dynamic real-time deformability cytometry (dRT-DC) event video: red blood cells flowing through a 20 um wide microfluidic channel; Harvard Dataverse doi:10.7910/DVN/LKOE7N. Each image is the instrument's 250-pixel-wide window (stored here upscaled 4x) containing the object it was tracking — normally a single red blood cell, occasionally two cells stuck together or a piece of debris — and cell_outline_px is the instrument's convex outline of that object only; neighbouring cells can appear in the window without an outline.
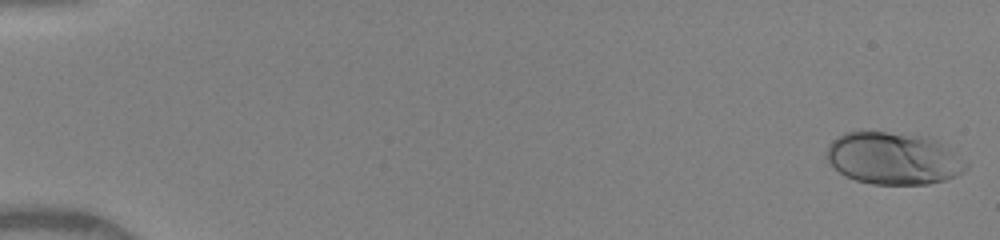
{"species": "human", "species_latin": "Homo sapiens", "temperature_condition": "warm", "stored_images_in_passage": 50, "camera_frame_rate_fps": 3000, "um_per_image_px": 0.085, "donor": {"sex": "female"}, "frame": {"image": 1, "passage_image": 1, "time_ms": 0.0, "image_size_px": [1000, 240], "cell_outline_px": [[968, 168], [964, 172], [956, 176], [944, 180], [928, 184], [872, 184], [856, 180], [840, 172], [824, 156], [824, 152], [828, 144], [832, 140], [844, 132], [860, 128], [928, 136], [936, 140], [968, 164]], "centroid_in_image_um": [75.87, 13.41], "position_along_channel_um": 9.1, "area_um2": 43.06}}
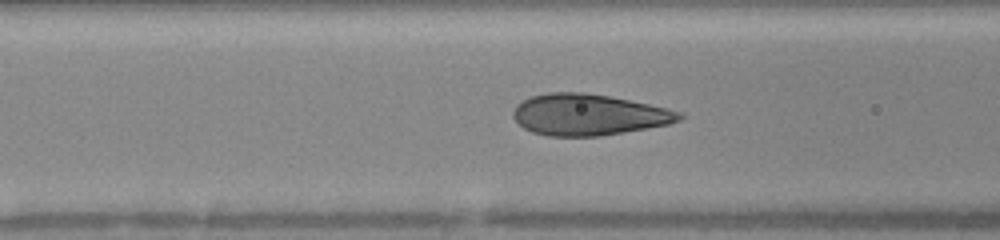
{"frame": {"image": 2, "passage_image": 21, "time_ms": 6.667, "image_size_px": [1000, 240], "cell_outline_px": [[684, 116], [680, 120], [668, 124], [600, 136], [548, 136], [532, 132], [524, 128], [512, 116], [512, 112], [516, 104], [532, 96], [548, 92], [584, 92], [608, 96], [668, 108], [684, 112]], "centroid_in_image_um": [50.02, 9.75], "position_along_channel_um": 116.6, "area_um2": 39.82}}
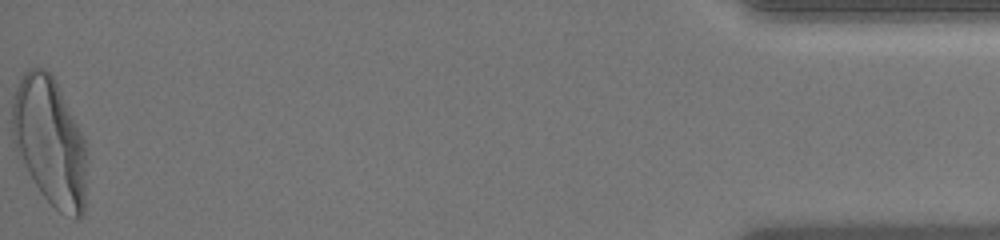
{"frame": {"image": 3, "passage_image": 50, "time_ms": 16.333, "image_size_px": [1000, 240], "cell_outline_px": [[84, 212], [76, 220], [60, 212], [40, 192], [12, 140], [12, 96], [24, 72], [28, 68], [44, 68], [56, 80], [84, 140]], "centroid_in_image_um": [4.2, 11.98], "position_along_channel_um": 431.0, "area_um2": 54.39}, "authors_computed_cell_mechanics": {"area_um2": 40.0554, "velocity_mm_per_s": 4.0969, "shape_relaxation_time_tau1_ms": 3.0988, "shape_relaxation_time_tau2_ms": null, "deformation_change_tau1": 0.1755, "deformation_change_tau2": null}}